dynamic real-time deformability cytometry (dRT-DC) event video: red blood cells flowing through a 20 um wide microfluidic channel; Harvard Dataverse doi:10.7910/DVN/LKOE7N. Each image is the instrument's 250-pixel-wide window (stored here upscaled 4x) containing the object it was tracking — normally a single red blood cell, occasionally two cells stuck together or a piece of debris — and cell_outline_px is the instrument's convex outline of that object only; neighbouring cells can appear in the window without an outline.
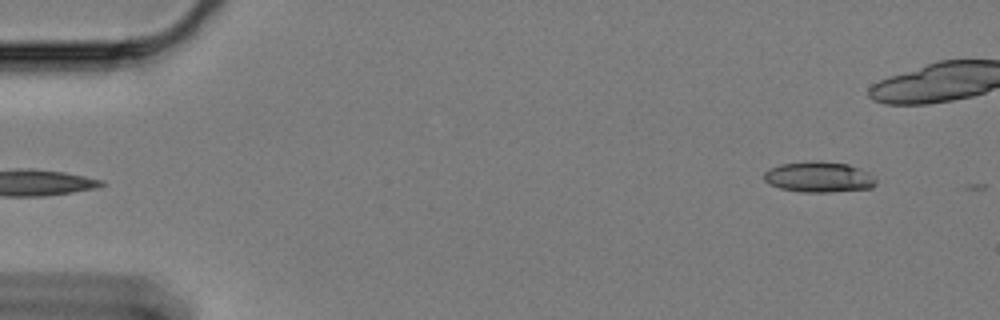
{"species": "Egyptian fruit bat (a non-hibernating species)", "species_latin": "Rousettus aegyptiacus", "temperature_condition": "cold", "stored_images_in_passage": 7, "camera_frame_rate_fps": 3000, "um_per_image_px": 0.085, "animal": {"sex": "female"}, "frame": {"image": 1, "passage_image": 1, "time_ms": 0.0, "image_size_px": [1000, 320], "cell_outline_px": [[876, 184], [872, 188], [832, 192], [804, 192], [780, 188], [764, 180], [764, 172], [780, 164], [816, 160], [848, 164], [860, 168], [868, 172], [876, 180]], "centroid_in_image_um": [69.64, 15.04], "position_along_channel_um": 15.4, "area_um2": 19.94}}